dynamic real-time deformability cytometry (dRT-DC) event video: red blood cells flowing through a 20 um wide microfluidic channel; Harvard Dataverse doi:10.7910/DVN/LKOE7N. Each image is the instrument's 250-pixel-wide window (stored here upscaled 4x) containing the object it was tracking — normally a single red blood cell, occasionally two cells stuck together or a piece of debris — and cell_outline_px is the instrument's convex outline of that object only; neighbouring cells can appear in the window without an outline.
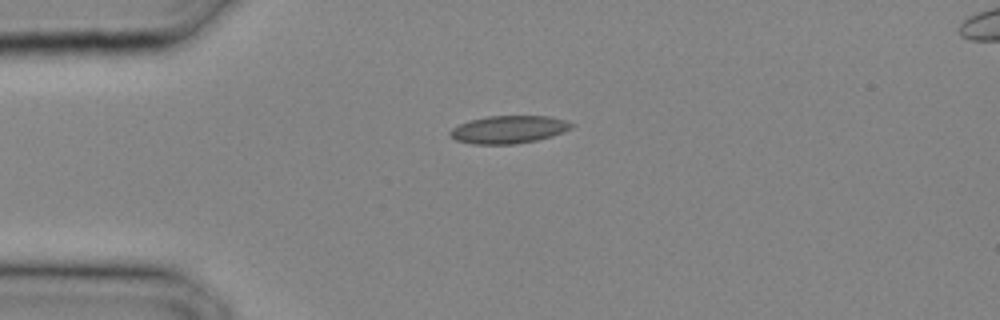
{"species": "common noctule bat (a hibernating species)", "species_latin": "Nyctalus noctula", "temperature_condition": "cold", "stored_images_in_passage": 22, "camera_frame_rate_fps": 3000, "um_per_image_px": 0.085, "animal": {"sex": "male", "body_mass_g": 20.4}, "frame": {"image": 1, "passage_image": 1, "time_ms": 0.0, "image_size_px": [1000, 320], "cell_outline_px": [[576, 124], [572, 128], [564, 132], [552, 136], [536, 140], [516, 144], [472, 144], [456, 140], [448, 132], [452, 128], [468, 120], [488, 116], [548, 116], [568, 120]], "centroid_in_image_um": [43.28, 11.0], "position_along_channel_um": 41.7, "area_um2": 19.77}}
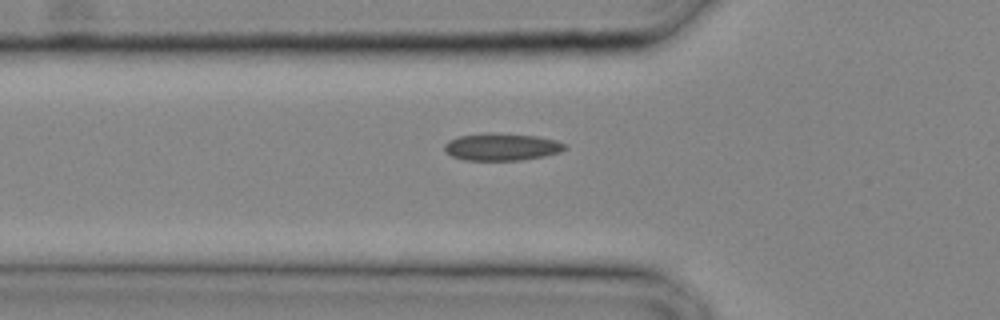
{"frame": {"image": 2, "passage_image": 4, "time_ms": 1.0, "image_size_px": [1000, 320], "cell_outline_px": [[568, 148], [560, 152], [544, 156], [520, 160], [464, 160], [452, 156], [444, 148], [444, 144], [448, 140], [460, 136], [536, 136], [556, 140], [568, 144]], "centroid_in_image_um": [42.71, 12.54], "position_along_channel_um": 83.1, "area_um2": 18.09}}
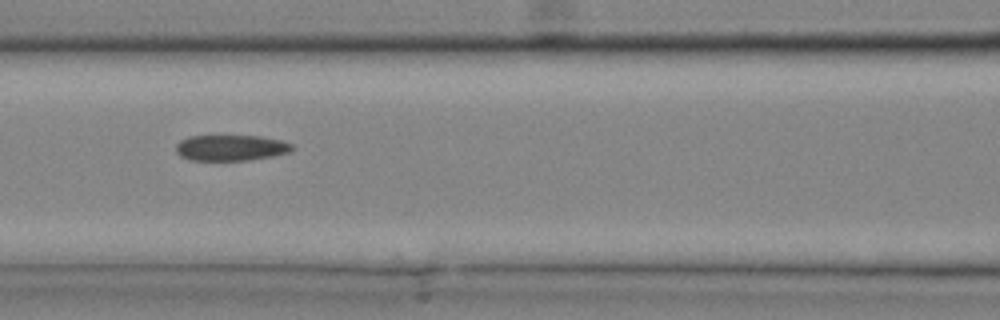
{"frame": {"image": 3, "passage_image": 7, "time_ms": 2.0, "image_size_px": [1000, 320], "cell_outline_px": [[296, 148], [292, 152], [272, 156], [248, 160], [192, 160], [180, 156], [176, 152], [176, 144], [180, 140], [188, 136], [260, 136], [284, 140], [292, 144]], "centroid_in_image_um": [19.67, 12.55], "position_along_channel_um": 146.9, "area_um2": 17.69}}